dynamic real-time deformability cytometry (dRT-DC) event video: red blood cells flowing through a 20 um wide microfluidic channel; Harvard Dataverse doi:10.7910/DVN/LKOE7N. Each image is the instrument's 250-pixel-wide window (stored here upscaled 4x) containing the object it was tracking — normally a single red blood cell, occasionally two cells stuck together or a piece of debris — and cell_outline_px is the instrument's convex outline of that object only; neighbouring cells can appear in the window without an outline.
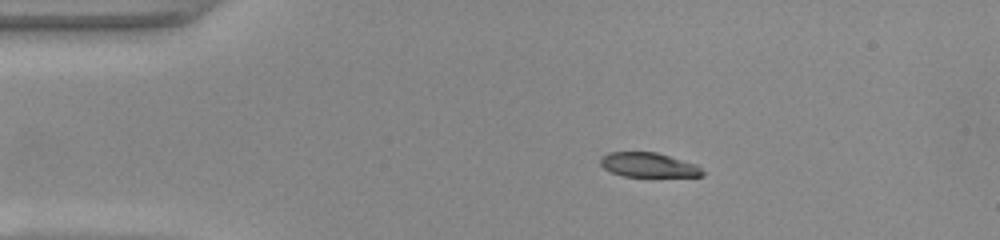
{"species": "common noctule bat (a hibernating species)", "species_latin": "Nyctalus noctula", "temperature_condition": "warm", "stored_images_in_passage": 41, "camera_frame_rate_fps": 3000, "um_per_image_px": 0.085, "animal": {"sex": "female", "body_mass_g": 22.0, "forearm_length_mm": 56.7}, "frame": {"image": 1, "passage_image": 1, "time_ms": 0.0, "image_size_px": [1000, 240], "cell_outline_px": [[704, 176], [624, 176], [612, 172], [604, 168], [600, 164], [600, 156], [608, 152], [656, 152], [696, 164], [704, 172]], "centroid_in_image_um": [55.09, 14.01], "position_along_channel_um": 29.9, "area_um2": 14.45}}
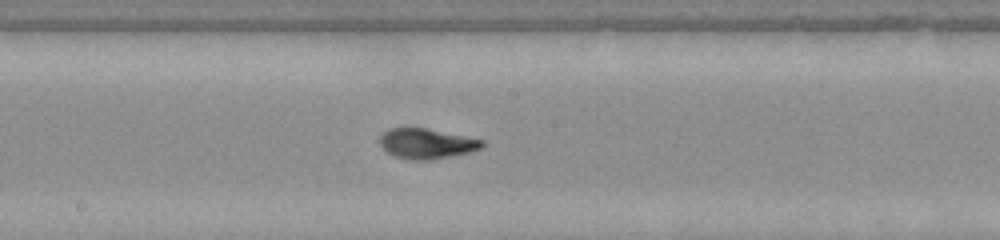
{"frame": {"image": 2, "passage_image": 18, "time_ms": 5.667, "image_size_px": [1000, 240], "cell_outline_px": [[484, 144], [480, 148], [472, 152], [432, 160], [412, 160], [396, 156], [388, 152], [380, 144], [380, 136], [388, 128], [424, 128], [484, 140]], "centroid_in_image_um": [36.27, 12.21], "position_along_channel_um": 211.9, "area_um2": 17.8}}
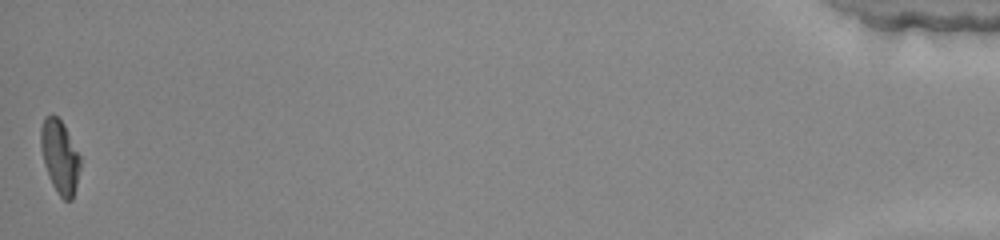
{"frame": {"image": 3, "passage_image": 41, "time_ms": 13.333, "image_size_px": [1000, 240], "cell_outline_px": [[80, 168], [72, 200], [64, 200], [60, 196], [52, 184], [48, 176], [44, 164], [40, 148], [40, 128], [44, 116], [52, 112], [64, 124], [80, 156]], "centroid_in_image_um": [5.05, 13.27], "position_along_channel_um": 430.1, "area_um2": 16.99}, "authors_computed_cell_mechanics": {"area_um2": 17.629, "velocity_mm_per_s": 4.1577, "shape_relaxation_time_tau1_ms": 4.1748, "shape_relaxation_time_tau2_ms": 0.818, "deformation_change_tau1": 0.2374, "deformation_change_tau2": 0.0657}}